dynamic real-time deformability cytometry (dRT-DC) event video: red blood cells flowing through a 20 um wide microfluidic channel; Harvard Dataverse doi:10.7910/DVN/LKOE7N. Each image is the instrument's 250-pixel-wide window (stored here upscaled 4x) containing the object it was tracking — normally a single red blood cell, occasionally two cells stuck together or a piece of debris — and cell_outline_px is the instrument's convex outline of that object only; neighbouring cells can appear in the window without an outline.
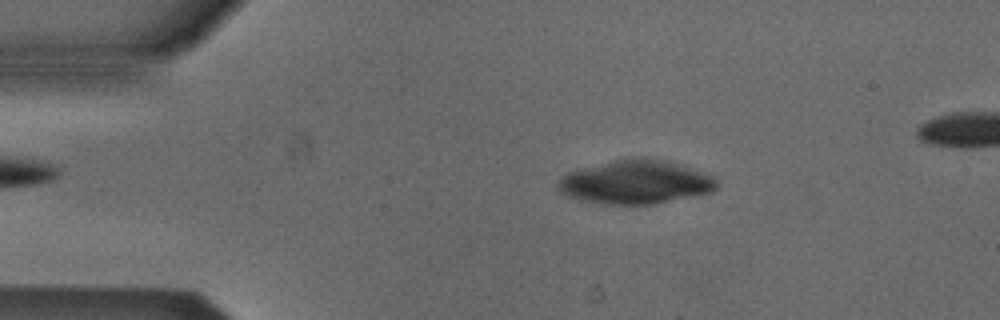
{"species": "Egyptian fruit bat (a non-hibernating species)", "species_latin": "Rousettus aegyptiacus", "temperature_condition": "cold", "stored_images_in_passage": 49, "camera_frame_rate_fps": 3000, "um_per_image_px": 0.085, "animal": {"sex": "male"}, "frame": {"image": 1, "passage_image": 7, "time_ms": 2.0, "image_size_px": [1000, 320], "cell_outline_px": [[716, 188], [712, 192], [652, 204], [604, 204], [568, 196], [560, 192], [556, 188], [556, 184], [560, 176], [568, 172], [628, 156], [644, 156], [664, 160], [680, 164], [708, 172], [716, 176]], "centroid_in_image_um": [54.05, 15.44], "position_along_channel_um": 31.0, "area_um2": 40.81}}